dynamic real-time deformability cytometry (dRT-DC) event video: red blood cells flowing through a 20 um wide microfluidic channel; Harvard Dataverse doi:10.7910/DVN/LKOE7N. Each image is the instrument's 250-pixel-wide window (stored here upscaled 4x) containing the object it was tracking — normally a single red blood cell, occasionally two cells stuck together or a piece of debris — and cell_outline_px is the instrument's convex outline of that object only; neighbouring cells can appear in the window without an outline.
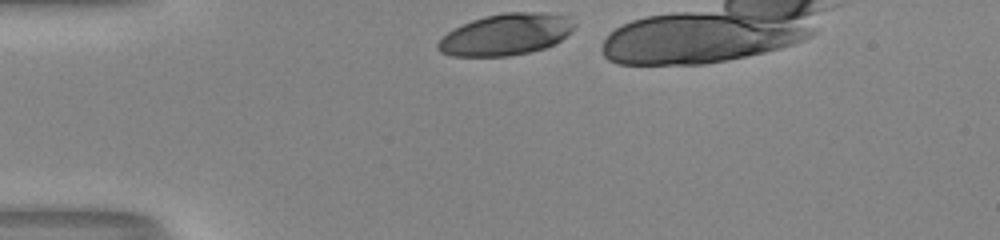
{"species": "human", "species_latin": "Homo sapiens", "temperature_condition": "room temperature", "stored_images_in_passage": 15, "camera_frame_rate_fps": 3000, "um_per_image_px": 0.085, "donor": {"sex": "male"}, "frame": {"image": 1, "passage_image": 1, "time_ms": 0.0, "image_size_px": [1000, 240], "cell_outline_px": [[576, 24], [556, 44], [544, 48], [528, 52], [508, 56], [452, 56], [440, 52], [436, 48], [436, 44], [448, 32], [472, 20], [484, 16], [504, 12], [540, 12], [568, 16]], "centroid_in_image_um": [42.99, 2.93], "position_along_channel_um": 42.0, "area_um2": 32.77}}
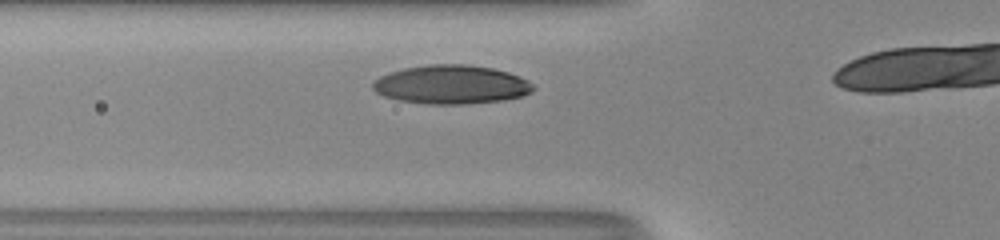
{"frame": {"image": 2, "passage_image": 7, "time_ms": 2.0, "image_size_px": [1000, 240], "cell_outline_px": [[536, 88], [532, 92], [524, 96], [504, 100], [468, 104], [428, 104], [400, 100], [384, 96], [376, 92], [372, 88], [372, 80], [388, 72], [404, 68], [428, 64], [468, 64], [492, 68], [508, 72], [520, 76], [528, 80]], "centroid_in_image_um": [38.37, 7.18], "position_along_channel_um": 87.4, "area_um2": 36.65}}
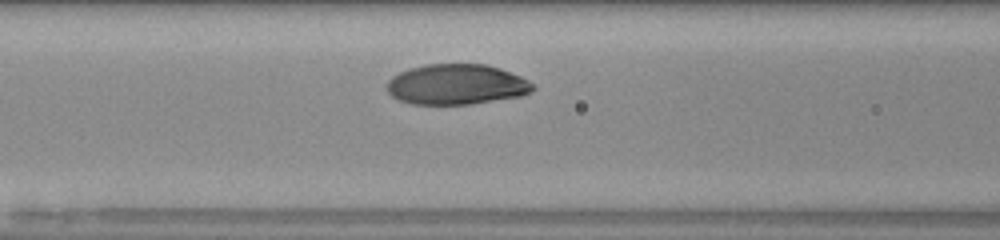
{"frame": {"image": 3, "passage_image": 10, "time_ms": 3.0, "image_size_px": [1000, 240], "cell_outline_px": [[536, 88], [532, 92], [520, 96], [472, 104], [412, 104], [400, 100], [392, 96], [388, 92], [388, 80], [392, 76], [408, 68], [424, 64], [488, 64], [500, 68], [520, 76], [528, 80]], "centroid_in_image_um": [38.81, 7.17], "position_along_channel_um": 127.8, "area_um2": 34.45}}